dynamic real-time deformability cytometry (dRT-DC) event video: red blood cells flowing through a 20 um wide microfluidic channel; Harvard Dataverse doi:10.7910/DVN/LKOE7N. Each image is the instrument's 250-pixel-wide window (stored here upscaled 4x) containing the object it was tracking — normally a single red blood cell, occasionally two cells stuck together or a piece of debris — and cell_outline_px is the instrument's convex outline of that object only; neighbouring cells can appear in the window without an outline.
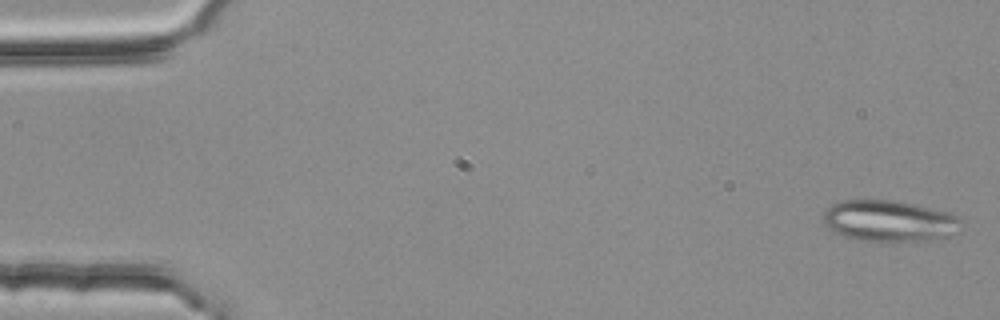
{"species": "common noctule bat (a hibernating species)", "species_latin": "Nyctalus noctula", "temperature_condition": "room temperature", "stored_images_in_passage": 4, "camera_frame_rate_fps": 3000, "um_per_image_px": 0.085, "animal": {"sex": "female", "body_mass_g": 25.1}, "frame": {"image": 1, "passage_image": 1, "time_ms": 0.0, "image_size_px": [1000, 320], "cell_outline_px": [[964, 220], [948, 236], [916, 240], [856, 240], [844, 236], [828, 228], [824, 220], [824, 212], [832, 204], [840, 200], [892, 200], [912, 204], [948, 212]], "centroid_in_image_um": [75.52, 18.75], "position_along_channel_um": 9.5, "area_um2": 32.25}}